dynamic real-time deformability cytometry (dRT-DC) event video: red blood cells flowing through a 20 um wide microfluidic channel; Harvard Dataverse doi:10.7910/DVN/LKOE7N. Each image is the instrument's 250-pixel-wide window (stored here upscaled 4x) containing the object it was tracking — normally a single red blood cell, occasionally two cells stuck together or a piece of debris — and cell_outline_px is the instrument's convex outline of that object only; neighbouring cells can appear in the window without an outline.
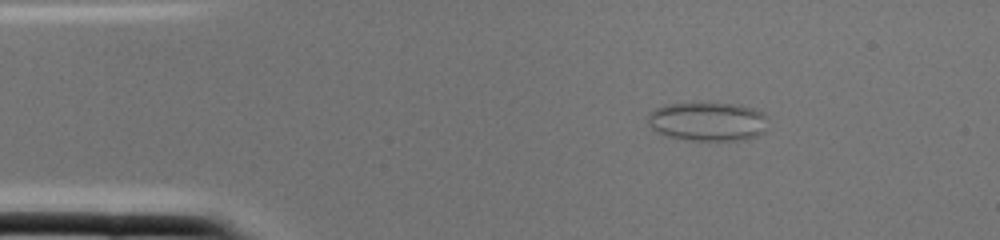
{"species": "common noctule bat (a hibernating species)", "species_latin": "Nyctalus noctula", "temperature_condition": "cold", "stored_images_in_passage": 1, "camera_frame_rate_fps": 3000, "um_per_image_px": 0.085, "animal": {"sex": "female", "body_mass_g": 22.0, "forearm_length_mm": 56.7}, "frame": {"image": 1, "passage_image": 1, "time_ms": 0.0, "image_size_px": [1000, 240], "cell_outline_px": [[768, 128], [764, 132], [756, 136], [744, 140], [692, 140], [668, 136], [656, 132], [648, 124], [648, 112], [664, 104], [740, 104], [752, 108], [760, 112], [764, 116]], "centroid_in_image_um": [60.14, 10.34], "position_along_channel_um": 24.9, "area_um2": 27.05}}